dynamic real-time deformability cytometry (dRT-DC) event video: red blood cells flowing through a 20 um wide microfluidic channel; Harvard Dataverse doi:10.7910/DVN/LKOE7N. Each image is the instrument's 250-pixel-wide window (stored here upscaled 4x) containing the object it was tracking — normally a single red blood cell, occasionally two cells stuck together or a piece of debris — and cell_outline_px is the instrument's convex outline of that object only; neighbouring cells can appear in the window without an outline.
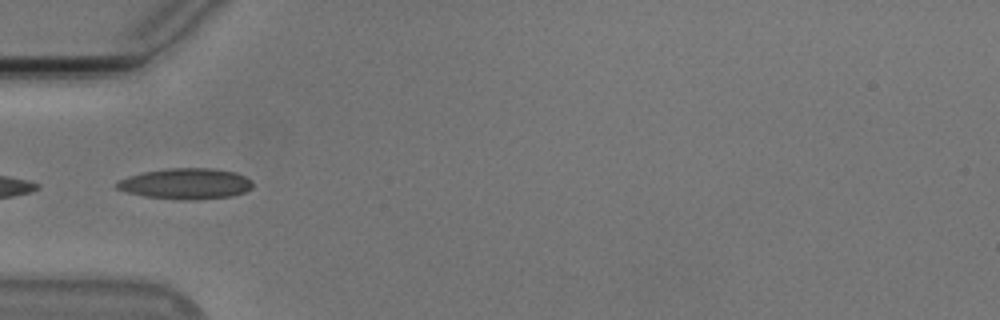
{"species": "Egyptian fruit bat (a non-hibernating species)", "species_latin": "Rousettus aegyptiacus", "temperature_condition": "cold", "stored_images_in_passage": 8, "camera_frame_rate_fps": 3000, "um_per_image_px": 0.085, "animal": {"sex": "male"}, "frame": {"image": 1, "passage_image": 1, "time_ms": 0.0, "image_size_px": [1000, 320], "cell_outline_px": [[252, 188], [244, 192], [232, 196], [196, 200], [176, 200], [144, 196], [128, 192], [116, 188], [116, 180], [128, 176], [144, 172], [168, 168], [212, 168], [236, 172], [252, 180]], "centroid_in_image_um": [15.79, 15.62], "position_along_channel_um": 69.2, "area_um2": 24.62}}
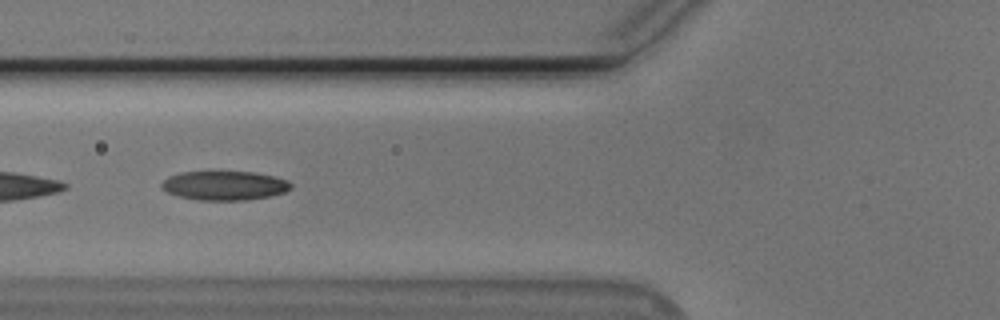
{"frame": {"image": 2, "passage_image": 4, "time_ms": 1.0, "image_size_px": [1000, 320], "cell_outline_px": [[292, 188], [284, 192], [272, 196], [248, 200], [200, 200], [180, 196], [168, 192], [160, 188], [160, 184], [168, 176], [180, 172], [252, 172], [272, 176], [288, 180], [292, 184]], "centroid_in_image_um": [19.09, 15.77], "position_along_channel_um": 106.7, "area_um2": 21.96}}